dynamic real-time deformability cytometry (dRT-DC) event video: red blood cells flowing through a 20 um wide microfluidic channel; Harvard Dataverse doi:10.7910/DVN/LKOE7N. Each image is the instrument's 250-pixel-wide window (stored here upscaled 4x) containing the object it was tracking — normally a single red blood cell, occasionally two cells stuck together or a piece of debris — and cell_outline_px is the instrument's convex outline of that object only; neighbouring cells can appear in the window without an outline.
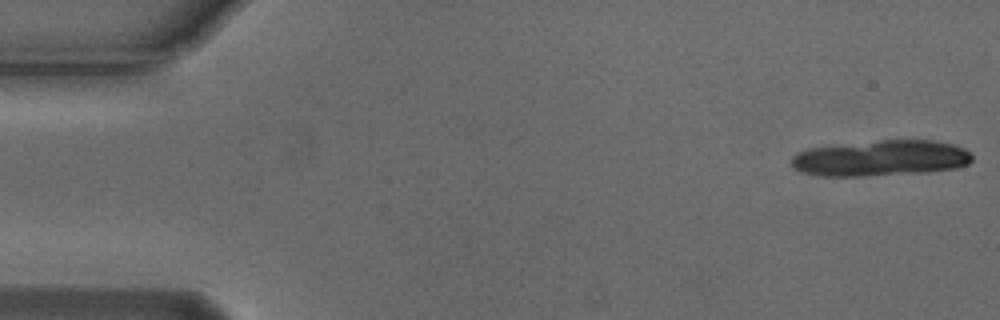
{"species": "Egyptian fruit bat (a non-hibernating species)", "species_latin": "Rousettus aegyptiacus", "temperature_condition": "cold", "stored_images_in_passage": 18, "camera_frame_rate_fps": 3000, "um_per_image_px": 0.085, "animal": {"sex": "male"}, "frame": {"image": 1, "passage_image": 1, "time_ms": 0.0, "image_size_px": [1000, 320], "cell_outline_px": [[972, 160], [968, 164], [956, 168], [928, 172], [864, 176], [820, 176], [804, 172], [792, 168], [792, 156], [796, 152], [808, 148], [880, 140], [932, 140], [952, 144], [964, 148], [972, 156]], "centroid_in_image_um": [74.86, 13.45], "position_along_channel_um": 10.1, "area_um2": 37.8}}